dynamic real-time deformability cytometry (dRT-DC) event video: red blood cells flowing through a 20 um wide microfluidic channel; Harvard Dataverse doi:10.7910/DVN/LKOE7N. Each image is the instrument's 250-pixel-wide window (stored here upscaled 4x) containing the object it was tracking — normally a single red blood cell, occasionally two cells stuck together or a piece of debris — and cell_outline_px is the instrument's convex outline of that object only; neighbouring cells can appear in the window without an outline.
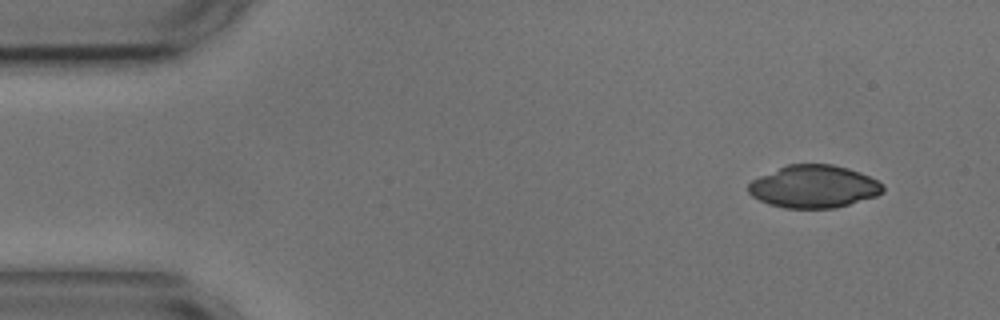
{"species": "common noctule bat (a hibernating species)", "species_latin": "Nyctalus noctula", "temperature_condition": "cold", "stored_images_in_passage": 3, "camera_frame_rate_fps": 3000, "um_per_image_px": 0.085, "animal": {"sex": "male", "body_mass_g": 17.9, "forearm_length_mm": 54.2}, "frame": {"image": 1, "passage_image": 1, "time_ms": 0.0, "image_size_px": [1000, 320], "cell_outline_px": [[884, 192], [876, 196], [836, 208], [784, 208], [768, 204], [752, 196], [748, 192], [748, 184], [752, 180], [760, 176], [788, 164], [832, 164], [848, 168], [860, 172], [876, 180], [884, 188]], "centroid_in_image_um": [69.16, 15.86], "position_along_channel_um": 15.8, "area_um2": 33.29}}